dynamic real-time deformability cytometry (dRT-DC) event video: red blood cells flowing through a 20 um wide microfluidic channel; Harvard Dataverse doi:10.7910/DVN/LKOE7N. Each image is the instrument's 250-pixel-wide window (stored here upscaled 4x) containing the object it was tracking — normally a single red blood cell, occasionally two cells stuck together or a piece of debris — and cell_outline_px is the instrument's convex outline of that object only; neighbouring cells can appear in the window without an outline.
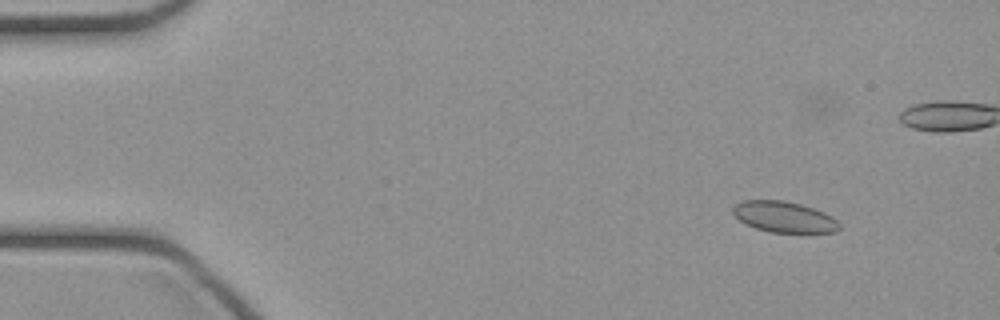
{"species": "common noctule bat (a hibernating species)", "species_latin": "Nyctalus noctula", "temperature_condition": "cold", "stored_images_in_passage": 47, "camera_frame_rate_fps": 3000, "um_per_image_px": 0.085, "animal": {"sex": "female", "body_mass_g": 21.9}, "frame": {"image": 1, "passage_image": 4, "time_ms": 1.0, "image_size_px": [1000, 320], "cell_outline_px": [[840, 228], [836, 232], [768, 232], [756, 228], [740, 220], [732, 212], [732, 208], [736, 204], [744, 200], [784, 200], [800, 204], [824, 212], [832, 216], [840, 224]], "centroid_in_image_um": [66.66, 18.43], "position_along_channel_um": 18.3, "area_um2": 19.02}}
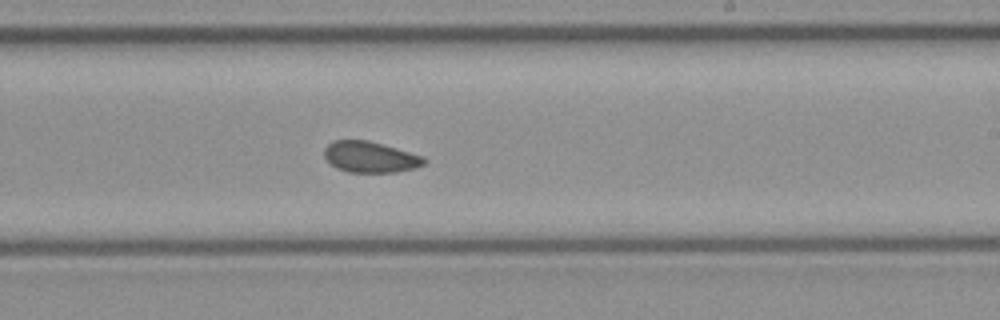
{"frame": {"image": 2, "passage_image": 27, "time_ms": 8.667, "image_size_px": [1000, 320], "cell_outline_px": [[428, 160], [424, 164], [416, 168], [396, 172], [348, 172], [336, 168], [324, 156], [324, 148], [332, 140], [368, 140], [424, 156]], "centroid_in_image_um": [31.48, 13.34], "position_along_channel_um": 257.5, "area_um2": 18.09}}
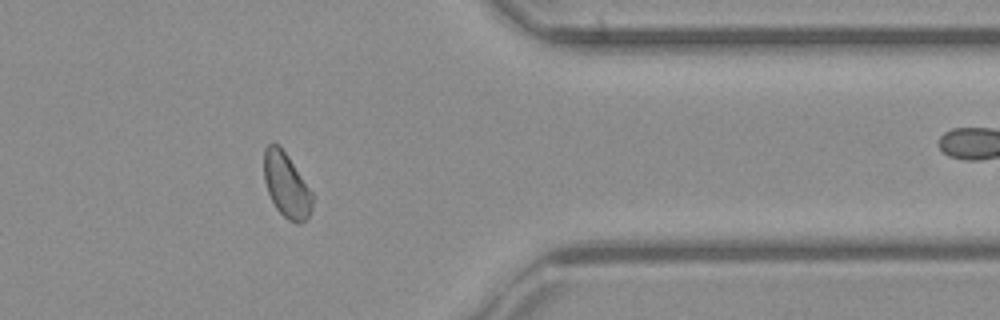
{"frame": {"image": 3, "passage_image": 37, "time_ms": 12.0, "image_size_px": [1000, 320], "cell_outline_px": [[312, 208], [308, 216], [300, 224], [296, 224], [288, 220], [276, 208], [268, 192], [264, 180], [264, 148], [268, 144], [280, 144], [312, 192]], "centroid_in_image_um": [24.33, 15.73], "position_along_channel_um": 387.1, "area_um2": 18.09}}